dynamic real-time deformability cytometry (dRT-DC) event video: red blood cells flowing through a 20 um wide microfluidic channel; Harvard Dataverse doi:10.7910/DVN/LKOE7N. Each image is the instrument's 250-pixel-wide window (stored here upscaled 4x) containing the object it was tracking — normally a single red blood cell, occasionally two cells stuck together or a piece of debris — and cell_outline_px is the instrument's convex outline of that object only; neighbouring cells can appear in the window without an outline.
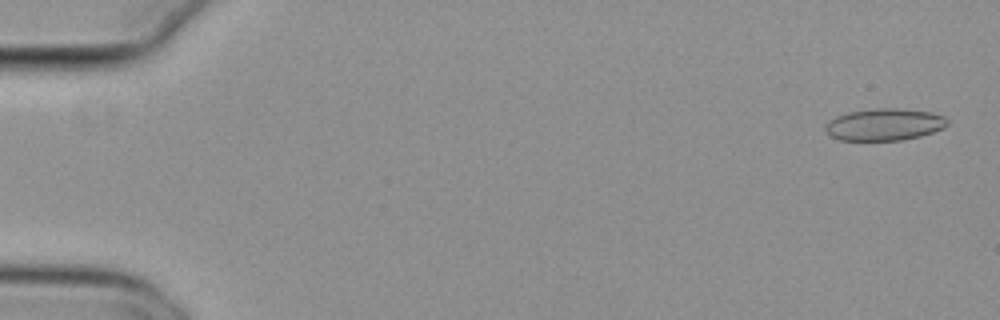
{"species": "common noctule bat (a hibernating species)", "species_latin": "Nyctalus noctula", "temperature_condition": "cold", "stored_images_in_passage": 54, "camera_frame_rate_fps": 3000, "um_per_image_px": 0.085, "animal": {"sex": "female", "body_mass_g": 29.2, "forearm_length_mm": 56.3}, "frame": {"image": 1, "passage_image": 2, "time_ms": 0.333, "image_size_px": [1000, 320], "cell_outline_px": [[948, 124], [944, 128], [920, 136], [904, 140], [840, 140], [828, 136], [824, 128], [828, 120], [836, 116], [848, 112], [876, 108], [900, 108], [932, 112], [944, 116], [948, 120]], "centroid_in_image_um": [75.16, 10.58], "position_along_channel_um": 9.8, "area_um2": 23.0}}
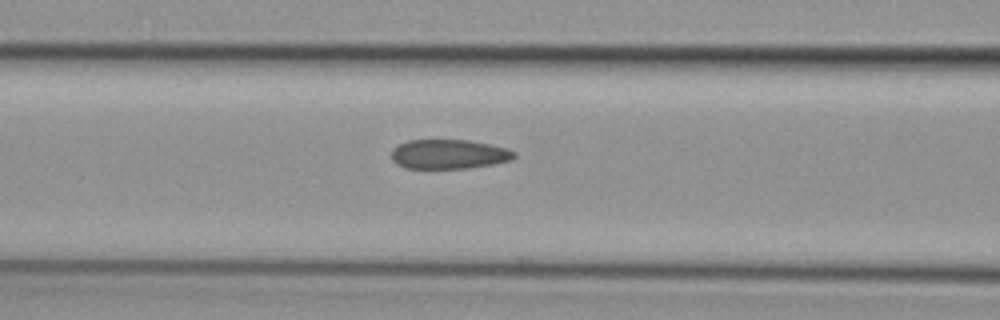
{"frame": {"image": 2, "passage_image": 23, "time_ms": 7.333, "image_size_px": [1000, 320], "cell_outline_px": [[516, 156], [512, 160], [492, 164], [468, 168], [404, 168], [396, 164], [392, 160], [392, 148], [408, 140], [468, 140], [508, 148], [516, 152]], "centroid_in_image_um": [38.15, 13.11], "position_along_channel_um": 128.4, "area_um2": 21.1}}
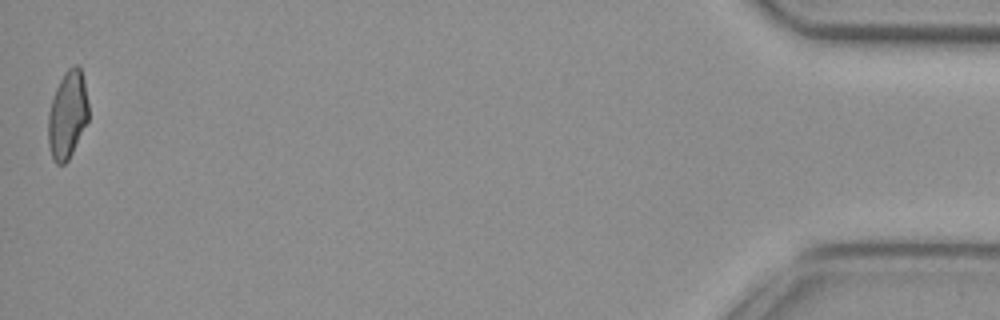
{"frame": {"image": 3, "passage_image": 54, "time_ms": 17.667, "image_size_px": [1000, 320], "cell_outline_px": [[88, 120], [68, 160], [64, 164], [56, 164], [52, 156], [48, 144], [48, 112], [56, 88], [64, 72], [68, 68], [76, 64], [80, 68], [84, 80], [88, 104]], "centroid_in_image_um": [5.73, 9.75], "position_along_channel_um": 429.5, "area_um2": 20.4}, "authors_computed_cell_mechanics": {"area_um2": 21.9929, "velocity_mm_per_s": 3.8336, "shape_relaxation_time_tau1_ms": null, "shape_relaxation_time_tau2_ms": 1.3797, "deformation_change_tau1": null, "deformation_change_tau2": 0.0899}}